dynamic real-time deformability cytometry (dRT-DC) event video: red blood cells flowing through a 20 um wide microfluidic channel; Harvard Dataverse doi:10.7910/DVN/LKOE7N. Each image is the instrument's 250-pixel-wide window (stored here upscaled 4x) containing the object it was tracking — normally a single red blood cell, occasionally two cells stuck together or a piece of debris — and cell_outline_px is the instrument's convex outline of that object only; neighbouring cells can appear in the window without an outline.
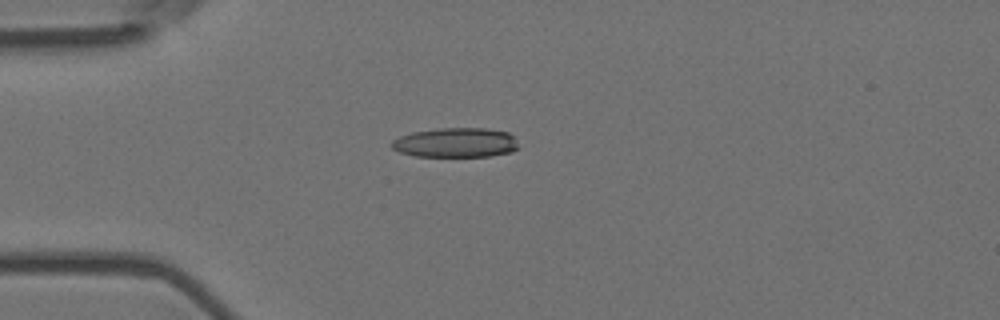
{"species": "Egyptian fruit bat (a non-hibernating species)", "species_latin": "Rousettus aegyptiacus", "temperature_condition": "room temperature", "stored_images_in_passage": 1, "camera_frame_rate_fps": 3000, "um_per_image_px": 0.085, "animal": {"sex": "female"}, "frame": {"image": 1, "passage_image": 1, "time_ms": 0.0, "image_size_px": [1000, 320], "cell_outline_px": [[520, 148], [512, 152], [488, 156], [416, 156], [400, 152], [392, 148], [388, 144], [392, 140], [400, 136], [412, 132], [440, 128], [484, 128], [508, 132], [512, 136]], "centroid_in_image_um": [38.72, 12.12], "position_along_channel_um": 46.3, "area_um2": 21.91}}